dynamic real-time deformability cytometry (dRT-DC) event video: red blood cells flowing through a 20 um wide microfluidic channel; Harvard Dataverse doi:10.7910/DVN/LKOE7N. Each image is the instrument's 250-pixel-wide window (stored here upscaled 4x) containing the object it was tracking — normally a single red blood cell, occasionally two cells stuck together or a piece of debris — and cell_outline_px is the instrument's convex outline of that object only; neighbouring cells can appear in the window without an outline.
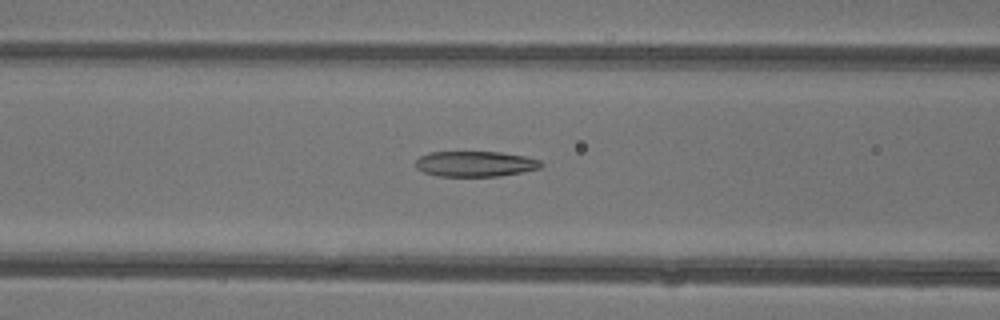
{"species": "common noctule bat (a hibernating species)", "species_latin": "Nyctalus noctula", "temperature_condition": "warm", "stored_images_in_passage": 33, "camera_frame_rate_fps": 3000, "um_per_image_px": 0.085, "animal": {"sex": "female"}, "frame": {"image": 1, "passage_image": 6, "time_ms": 1.667, "image_size_px": [1000, 320], "cell_outline_px": [[544, 164], [540, 168], [500, 176], [436, 176], [424, 172], [416, 168], [412, 164], [420, 156], [428, 152], [500, 152], [524, 156], [540, 160]], "centroid_in_image_um": [40.35, 13.93], "position_along_channel_um": 126.3, "area_um2": 18.73}}
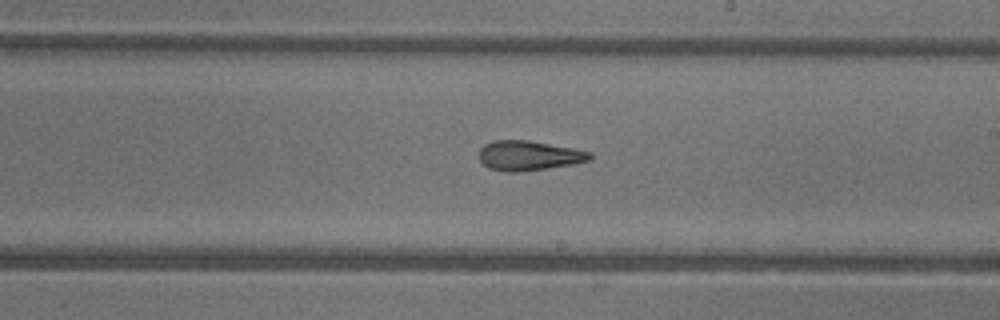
{"frame": {"image": 2, "passage_image": 14, "time_ms": 4.333, "image_size_px": [1000, 320], "cell_outline_px": [[592, 160], [572, 164], [548, 168], [516, 172], [508, 172], [488, 168], [480, 160], [480, 148], [484, 144], [492, 140], [528, 140], [572, 148], [592, 152]], "centroid_in_image_um": [44.95, 13.22], "position_along_channel_um": 244.0, "area_um2": 19.19}}
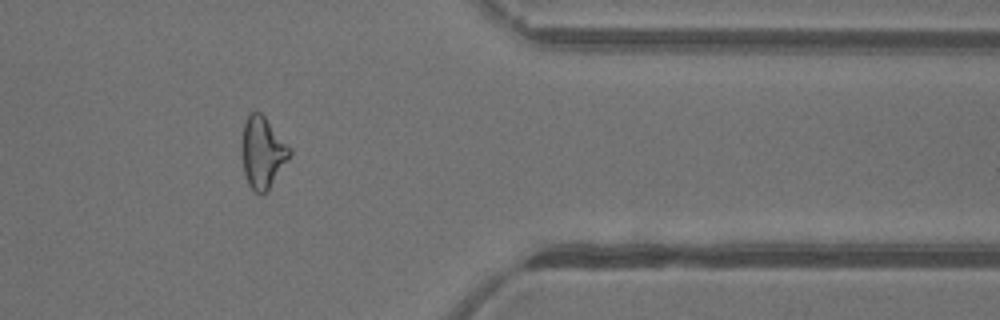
{"frame": {"image": 3, "passage_image": 25, "time_ms": 8.0, "image_size_px": [1000, 320], "cell_outline_px": [[292, 152], [268, 192], [256, 192], [248, 184], [244, 172], [240, 148], [240, 144], [244, 124], [248, 116], [252, 112], [260, 112], [264, 116], [292, 148]], "centroid_in_image_um": [22.31, 12.95], "position_along_channel_um": 389.1, "area_um2": 20.0}, "authors_computed_cell_mechanics": {"area_um2": 19.8254, "velocity_mm_per_s": 4.4144, "shape_relaxation_time_tau1_ms": null, "shape_relaxation_time_tau2_ms": 2.6212, "deformation_change_tau1": null, "deformation_change_tau2": 0.1209}}